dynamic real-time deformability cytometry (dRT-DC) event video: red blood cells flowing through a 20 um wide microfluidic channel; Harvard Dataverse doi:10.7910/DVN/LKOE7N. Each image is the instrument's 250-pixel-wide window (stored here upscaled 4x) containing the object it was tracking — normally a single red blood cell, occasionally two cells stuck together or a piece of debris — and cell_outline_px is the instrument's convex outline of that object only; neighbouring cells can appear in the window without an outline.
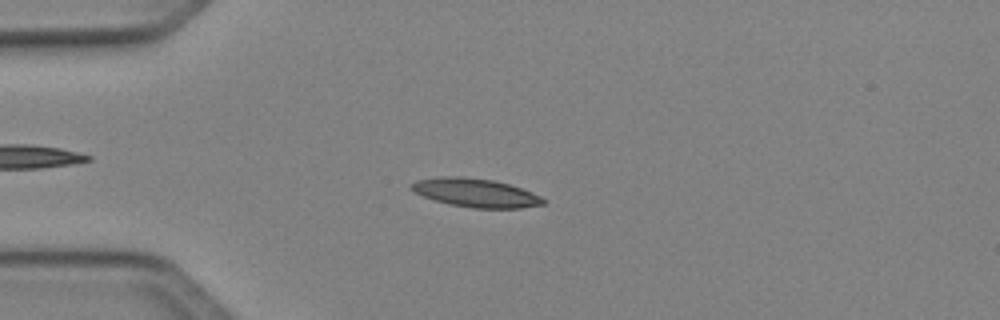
{"species": "Egyptian fruit bat (a non-hibernating species)", "species_latin": "Rousettus aegyptiacus", "temperature_condition": "cold", "stored_images_in_passage": 50, "camera_frame_rate_fps": 3000, "um_per_image_px": 0.085, "animal": {"sex": "female"}, "frame": {"image": 1, "passage_image": 13, "time_ms": 4.0, "image_size_px": [1000, 320], "cell_outline_px": [[548, 200], [544, 204], [520, 208], [472, 208], [448, 204], [412, 192], [408, 188], [408, 184], [416, 180], [440, 176], [460, 176], [492, 180], [508, 184], [532, 192]], "centroid_in_image_um": [40.38, 16.38], "position_along_channel_um": 44.6, "area_um2": 22.14}}
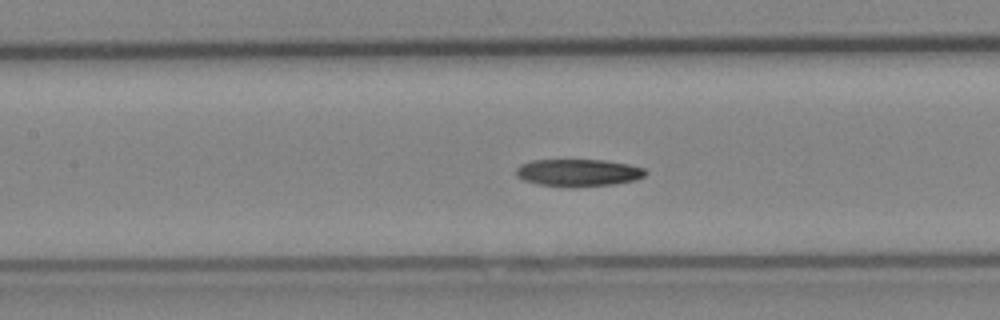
{"frame": {"image": 2, "passage_image": 23, "time_ms": 7.333, "image_size_px": [1000, 320], "cell_outline_px": [[648, 172], [644, 176], [636, 180], [612, 184], [572, 188], [540, 184], [524, 180], [516, 176], [516, 168], [520, 164], [532, 160], [604, 160], [628, 164], [644, 168]], "centroid_in_image_um": [49.15, 14.68], "position_along_channel_um": 158.2, "area_um2": 20.69}}
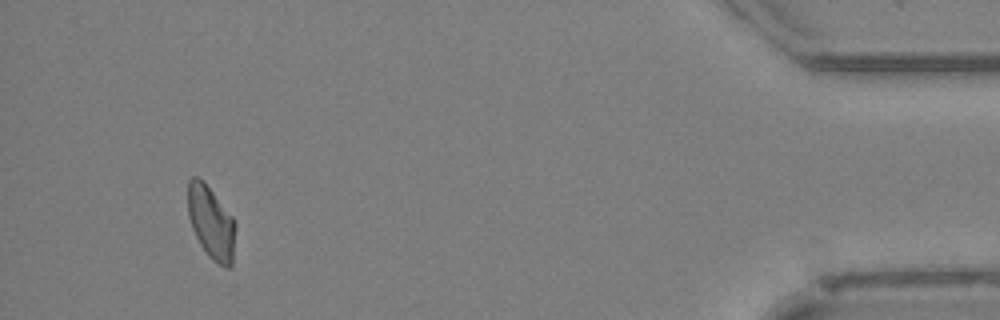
{"frame": {"image": 3, "passage_image": 47, "time_ms": 15.333, "image_size_px": [1000, 320], "cell_outline_px": [[236, 224], [232, 268], [224, 268], [216, 264], [208, 256], [200, 244], [192, 228], [188, 216], [188, 180], [192, 176], [200, 176], [204, 180], [232, 216]], "centroid_in_image_um": [17.95, 18.92], "position_along_channel_um": 417.2, "area_um2": 20.63}}